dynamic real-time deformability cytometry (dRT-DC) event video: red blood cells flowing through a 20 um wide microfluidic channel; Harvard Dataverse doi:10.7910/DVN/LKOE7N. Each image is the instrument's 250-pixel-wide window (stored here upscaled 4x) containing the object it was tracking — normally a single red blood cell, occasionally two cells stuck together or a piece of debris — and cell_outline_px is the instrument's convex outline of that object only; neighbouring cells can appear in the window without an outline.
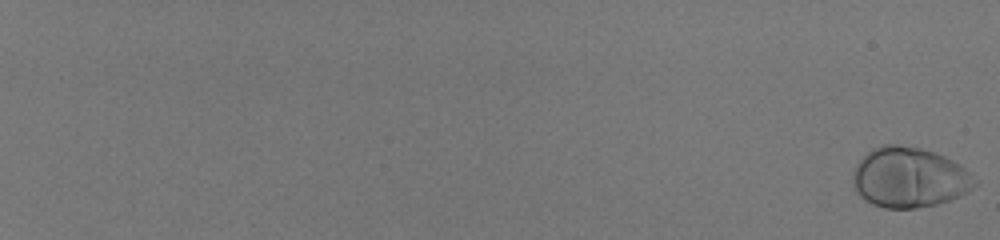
{"species": "human", "species_latin": "Homo sapiens", "temperature_condition": "room temperature", "stored_images_in_passage": 58, "camera_frame_rate_fps": 3000, "um_per_image_px": 0.085, "donor": {"sex": "male"}, "frame": {"image": 1, "passage_image": 1, "time_ms": 0.0, "image_size_px": [1000, 240], "cell_outline_px": [[976, 184], [968, 192], [960, 196], [936, 204], [916, 208], [884, 208], [872, 204], [864, 200], [856, 192], [852, 184], [852, 172], [856, 164], [872, 148], [884, 144], [896, 144], [920, 148], [944, 156], [960, 164], [976, 180]], "centroid_in_image_um": [77.25, 15.09], "position_along_channel_um": 7.8, "area_um2": 42.83}}
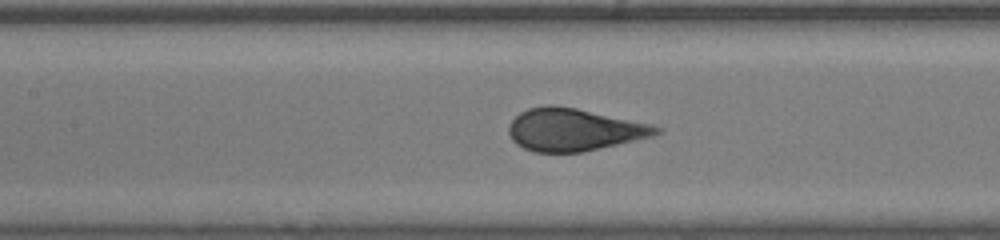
{"frame": {"image": 2, "passage_image": 34, "time_ms": 11.0, "image_size_px": [1000, 240], "cell_outline_px": [[664, 128], [660, 132], [652, 136], [584, 152], [536, 152], [524, 148], [516, 144], [512, 140], [508, 132], [508, 124], [520, 112], [528, 108], [544, 104], [552, 104], [576, 108], [652, 124]], "centroid_in_image_um": [48.76, 11.01], "position_along_channel_um": 158.6, "area_um2": 36.59}}
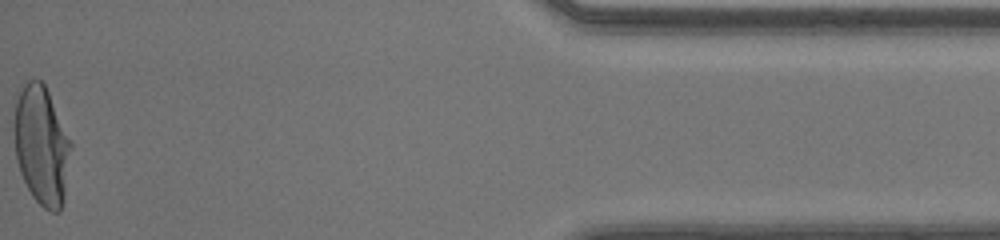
{"frame": {"image": 3, "passage_image": 58, "time_ms": 19.0, "image_size_px": [1000, 240], "cell_outline_px": [[72, 148], [64, 200], [60, 212], [52, 212], [44, 208], [32, 196], [20, 172], [16, 160], [12, 128], [16, 100], [24, 84], [28, 80], [40, 80], [44, 84], [48, 92], [72, 144]], "centroid_in_image_um": [3.52, 12.39], "position_along_channel_um": 431.7, "area_um2": 39.54}, "authors_computed_cell_mechanics": {"area_um2": 38.1769, "velocity_mm_per_s": 4.1232, "shape_relaxation_time_tau1_ms": 3.1044, "shape_relaxation_time_tau2_ms": null, "deformation_change_tau1": 0.1988, "deformation_change_tau2": null}}